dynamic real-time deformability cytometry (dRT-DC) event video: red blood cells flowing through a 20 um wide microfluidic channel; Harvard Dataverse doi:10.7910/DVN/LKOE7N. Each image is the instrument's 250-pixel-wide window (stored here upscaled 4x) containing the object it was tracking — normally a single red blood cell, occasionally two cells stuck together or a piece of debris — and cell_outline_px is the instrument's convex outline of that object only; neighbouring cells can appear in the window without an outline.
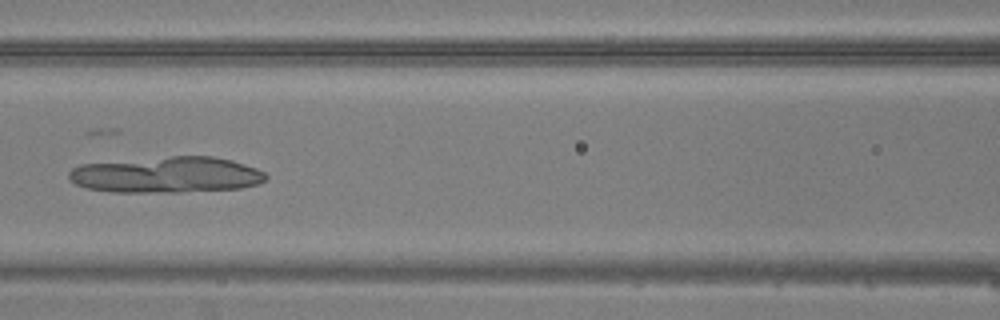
{"species": "common noctule bat (a hibernating species)", "species_latin": "Nyctalus noctula", "temperature_condition": "warm", "stored_images_in_passage": 46, "camera_frame_rate_fps": 3000, "um_per_image_px": 0.085, "animal": {"sex": "male", "body_mass_g": 20.5, "forearm_length_mm": 52.5}, "frame": {"image": 1, "passage_image": 21, "time_ms": 6.667, "image_size_px": [1000, 320], "cell_outline_px": [[268, 176], [260, 184], [240, 188], [180, 192], [112, 192], [88, 188], [76, 184], [68, 176], [68, 172], [72, 168], [80, 164], [172, 156], [212, 156], [232, 160], [256, 168], [264, 172]], "centroid_in_image_um": [14.17, 14.86], "position_along_channel_um": 152.4, "area_um2": 41.38}}
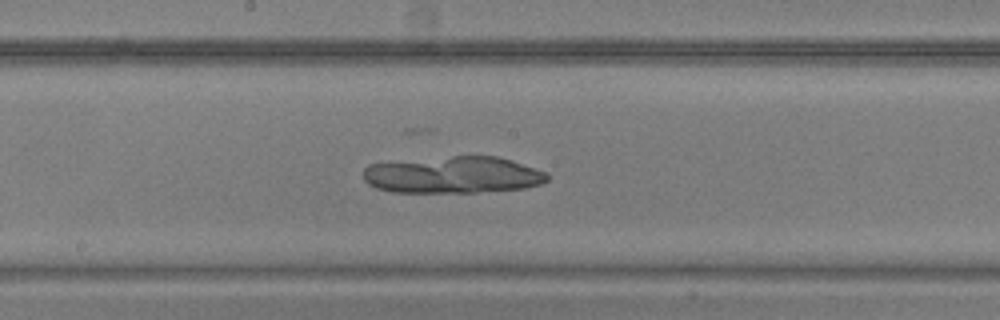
{"frame": {"image": 2, "passage_image": 25, "time_ms": 8.0, "image_size_px": [1000, 320], "cell_outline_px": [[548, 180], [540, 184], [524, 188], [476, 192], [392, 192], [376, 188], [368, 184], [364, 180], [364, 168], [368, 164], [452, 156], [496, 156], [512, 160], [544, 172], [548, 176]], "centroid_in_image_um": [38.48, 14.87], "position_along_channel_um": 209.7, "area_um2": 39.25}}
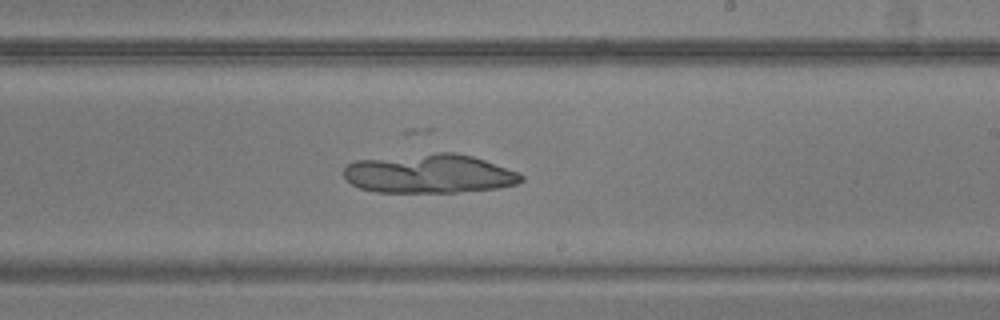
{"frame": {"image": 3, "passage_image": 28, "time_ms": 9.0, "image_size_px": [1000, 320], "cell_outline_px": [[524, 180], [516, 184], [500, 188], [456, 192], [376, 192], [360, 188], [352, 184], [344, 176], [344, 168], [348, 164], [356, 160], [436, 152], [452, 152], [472, 156], [520, 172], [524, 176]], "centroid_in_image_um": [36.52, 14.76], "position_along_channel_um": 252.5, "area_um2": 40.46}}